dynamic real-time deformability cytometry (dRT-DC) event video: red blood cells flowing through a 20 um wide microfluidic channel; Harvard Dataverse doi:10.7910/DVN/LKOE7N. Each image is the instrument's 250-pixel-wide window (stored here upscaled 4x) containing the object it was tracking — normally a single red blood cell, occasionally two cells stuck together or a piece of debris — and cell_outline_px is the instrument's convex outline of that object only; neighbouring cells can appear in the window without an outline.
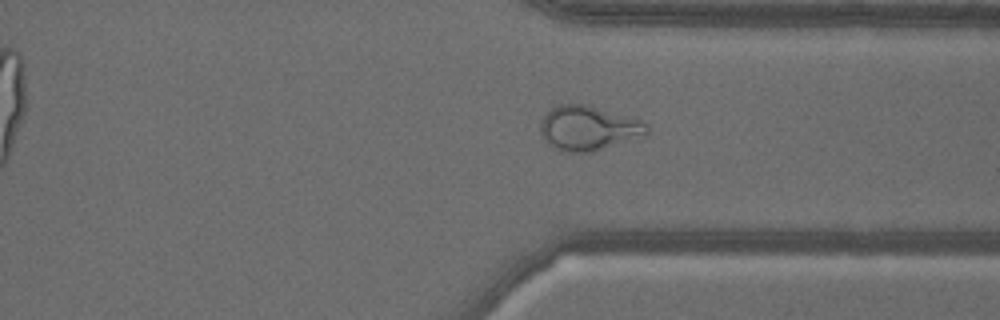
{"species": "common noctule bat (a hibernating species)", "species_latin": "Nyctalus noctula", "temperature_condition": "warm", "stored_images_in_passage": 56, "camera_frame_rate_fps": 3000, "um_per_image_px": 0.085, "animal": {"sex": "male", "body_mass_g": 18.8}, "frame": {"image": 1, "passage_image": 42, "time_ms": 13.667, "image_size_px": [1000, 320], "cell_outline_px": [[648, 132], [644, 136], [592, 152], [564, 152], [556, 148], [544, 140], [540, 128], [540, 120], [552, 108], [560, 104], [588, 104], [640, 120], [648, 124]], "centroid_in_image_um": [50.02, 10.89], "position_along_channel_um": 361.4, "area_um2": 27.57}}
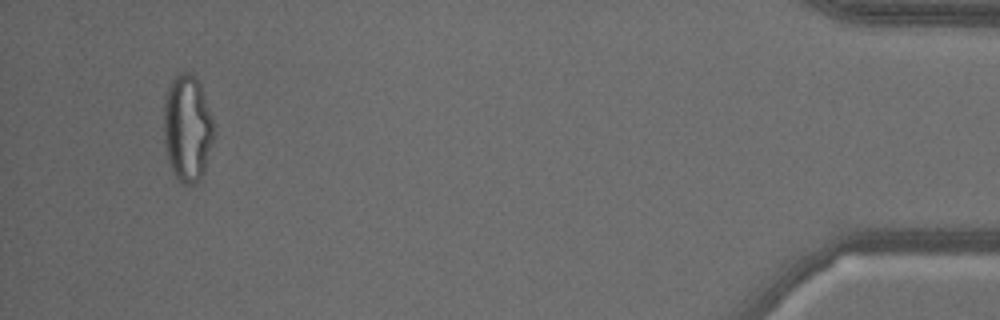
{"frame": {"image": 2, "passage_image": 53, "time_ms": 17.333, "image_size_px": [1000, 320], "cell_outline_px": [[216, 132], [204, 172], [200, 180], [196, 184], [180, 184], [176, 180], [168, 164], [164, 148], [164, 100], [168, 88], [176, 72], [192, 72], [196, 76], [200, 84]], "centroid_in_image_um": [15.91, 10.94], "position_along_channel_um": 419.3, "area_um2": 31.91}, "authors_computed_cell_mechanics": {"area_um2": 29.5647, "velocity_mm_per_s": 3.5822, "shape_relaxation_time_tau1_ms": null, "shape_relaxation_time_tau2_ms": 1.0271, "deformation_change_tau1": null, "deformation_change_tau2": 0.0918}}